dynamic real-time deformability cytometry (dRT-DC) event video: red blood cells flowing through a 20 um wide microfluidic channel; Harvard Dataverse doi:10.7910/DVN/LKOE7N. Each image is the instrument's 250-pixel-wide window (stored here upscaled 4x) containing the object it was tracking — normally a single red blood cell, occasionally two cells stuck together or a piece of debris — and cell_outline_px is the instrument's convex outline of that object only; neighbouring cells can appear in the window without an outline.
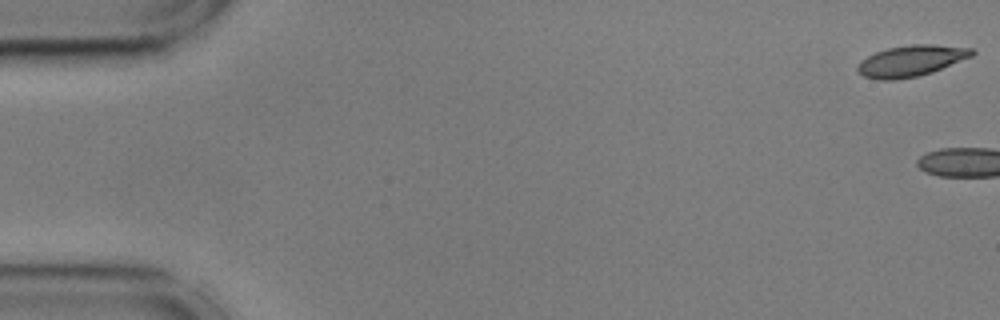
{"species": "common noctule bat (a hibernating species)", "species_latin": "Nyctalus noctula", "temperature_condition": "cold", "stored_images_in_passage": 3, "camera_frame_rate_fps": 3000, "um_per_image_px": 0.085, "animal": {"sex": "male", "body_mass_g": 17.9, "forearm_length_mm": 54.2}, "frame": {"image": 1, "passage_image": 1, "time_ms": 0.0, "image_size_px": [1000, 320], "cell_outline_px": [[976, 52], [972, 56], [932, 72], [916, 76], [896, 80], [880, 80], [864, 76], [856, 68], [860, 60], [876, 52], [888, 48], [912, 44], [932, 44], [972, 48]], "centroid_in_image_um": [77.44, 5.16], "position_along_channel_um": 7.6, "area_um2": 20.58}}